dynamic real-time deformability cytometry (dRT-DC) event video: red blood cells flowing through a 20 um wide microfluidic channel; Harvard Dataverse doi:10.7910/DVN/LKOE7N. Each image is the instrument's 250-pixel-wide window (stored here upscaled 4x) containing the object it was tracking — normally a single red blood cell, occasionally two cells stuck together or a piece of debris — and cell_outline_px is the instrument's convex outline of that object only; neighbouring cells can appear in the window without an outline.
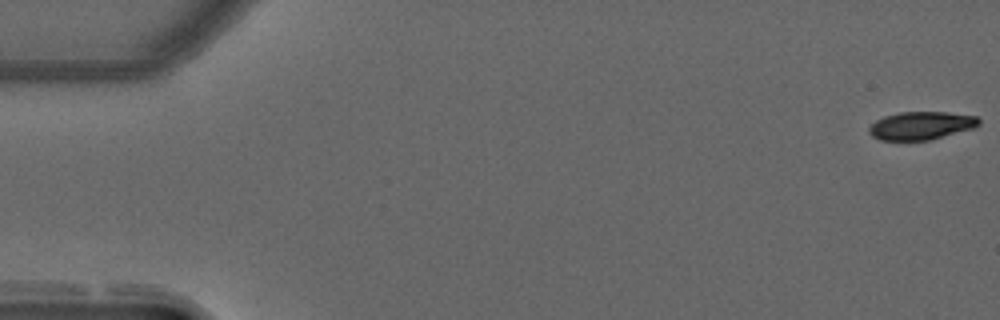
{"species": "common noctule bat (a hibernating species)", "species_latin": "Nyctalus noctula", "temperature_condition": "warm", "stored_images_in_passage": 56, "camera_frame_rate_fps": 3000, "um_per_image_px": 0.085, "animal": {"sex": "male", "forearm_length_mm": 52.5}, "frame": {"image": 1, "passage_image": 1, "time_ms": 0.0, "image_size_px": [1000, 320], "cell_outline_px": [[980, 124], [972, 128], [928, 140], [880, 140], [872, 136], [868, 132], [868, 128], [876, 120], [884, 116], [900, 112], [948, 112], [976, 116], [980, 120]], "centroid_in_image_um": [78.27, 10.67], "position_along_channel_um": 6.7, "area_um2": 17.8}}
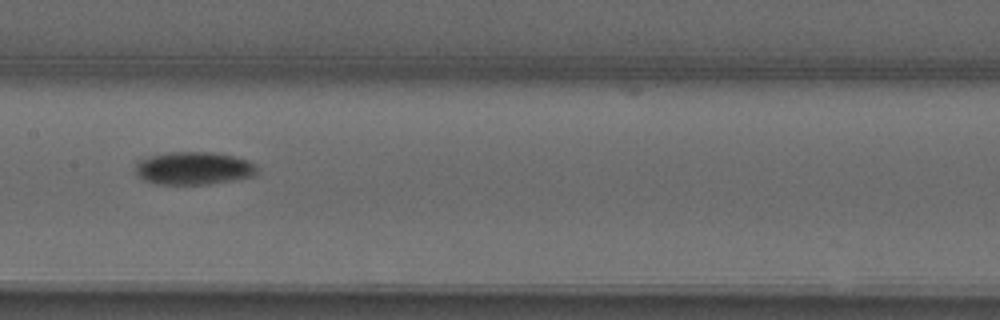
{"frame": {"image": 2, "passage_image": 28, "time_ms": 9.0, "image_size_px": [1000, 320], "cell_outline_px": [[256, 176], [208, 184], [156, 184], [144, 180], [136, 172], [136, 160], [148, 156], [168, 152], [212, 152], [232, 156], [248, 160], [256, 164]], "centroid_in_image_um": [16.45, 14.29], "position_along_channel_um": 191.0, "area_um2": 23.35}}
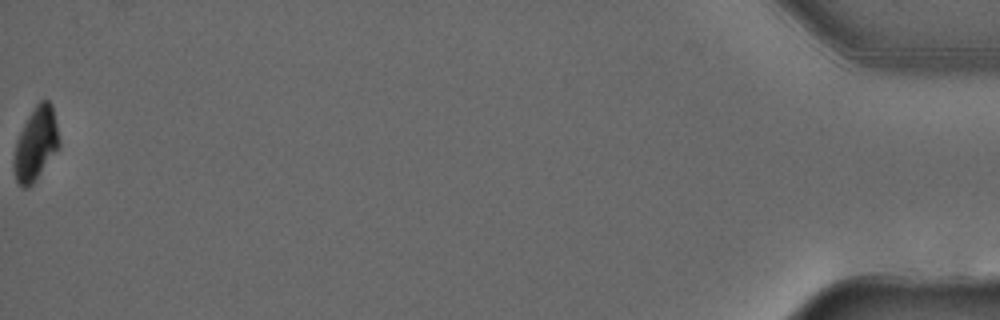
{"frame": {"image": 3, "passage_image": 56, "time_ms": 18.333, "image_size_px": [1000, 320], "cell_outline_px": [[60, 144], [32, 184], [28, 188], [24, 188], [16, 180], [12, 168], [12, 160], [16, 140], [28, 116], [36, 104], [40, 100], [48, 100], [52, 104], [60, 140]], "centroid_in_image_um": [3.01, 12.22], "position_along_channel_um": 432.2, "area_um2": 19.13}, "authors_computed_cell_mechanics": {"area_um2": 20.9814, "velocity_mm_per_s": 3.7016, "shape_relaxation_time_tau1_ms": 5.3689, "shape_relaxation_time_tau2_ms": 7.5945, "deformation_change_tau1": 0.1694, "deformation_change_tau2": 0.0524}}